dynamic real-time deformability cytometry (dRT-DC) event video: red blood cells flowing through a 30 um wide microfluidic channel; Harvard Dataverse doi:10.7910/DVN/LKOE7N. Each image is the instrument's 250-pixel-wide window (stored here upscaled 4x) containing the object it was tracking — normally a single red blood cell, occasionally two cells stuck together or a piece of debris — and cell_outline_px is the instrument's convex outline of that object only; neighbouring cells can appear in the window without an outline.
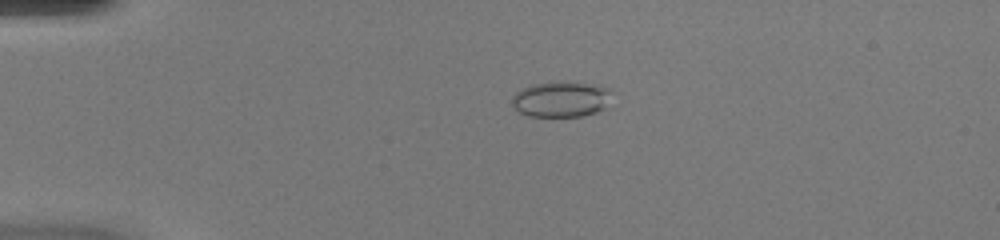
{"species": "common noctule bat (a hibernating species)", "species_latin": "Nyctalus noctula", "temperature_condition": "warm", "stored_images_in_passage": 48, "camera_frame_rate_fps": 3000, "um_per_image_px": 0.085, "animal": {"sex": "female", "body_mass_g": 20.0, "forearm_length_mm": 54.0}, "frame": {"image": 1, "passage_image": 12, "time_ms": 3.667, "image_size_px": [1000, 240], "cell_outline_px": [[612, 88], [604, 108], [596, 112], [584, 116], [528, 116], [512, 108], [512, 96], [520, 88], [532, 84], [564, 80]], "centroid_in_image_um": [47.63, 8.42], "position_along_channel_um": 37.4, "area_um2": 20.92}}
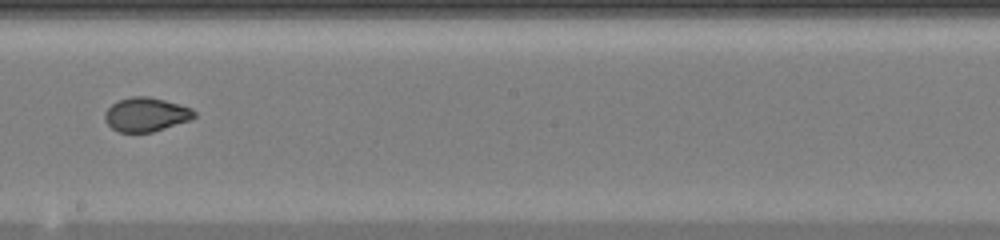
{"frame": {"image": 2, "passage_image": 29, "time_ms": 9.333, "image_size_px": [1000, 240], "cell_outline_px": [[196, 116], [188, 120], [152, 132], [120, 132], [112, 128], [104, 120], [104, 112], [112, 104], [120, 100], [132, 96], [148, 96], [164, 100], [192, 108], [196, 112]], "centroid_in_image_um": [12.39, 9.73], "position_along_channel_um": 235.8, "area_um2": 17.51}}
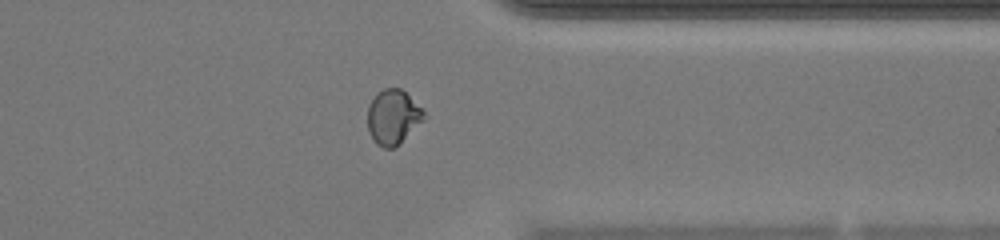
{"frame": {"image": 3, "passage_image": 39, "time_ms": 12.667, "image_size_px": [1000, 240], "cell_outline_px": [[428, 116], [400, 144], [392, 148], [384, 148], [376, 144], [368, 132], [368, 104], [376, 92], [384, 88], [400, 88]], "centroid_in_image_um": [33.38, 9.96], "position_along_channel_um": 378.0, "area_um2": 18.03}, "authors_computed_cell_mechanics": {"area_um2": 19.1318, "velocity_mm_per_s": 4.3663, "shape_relaxation_time_tau1_ms": 7.0088, "shape_relaxation_time_tau2_ms": null, "deformation_change_tau1": 0.2231, "deformation_change_tau2": null}}